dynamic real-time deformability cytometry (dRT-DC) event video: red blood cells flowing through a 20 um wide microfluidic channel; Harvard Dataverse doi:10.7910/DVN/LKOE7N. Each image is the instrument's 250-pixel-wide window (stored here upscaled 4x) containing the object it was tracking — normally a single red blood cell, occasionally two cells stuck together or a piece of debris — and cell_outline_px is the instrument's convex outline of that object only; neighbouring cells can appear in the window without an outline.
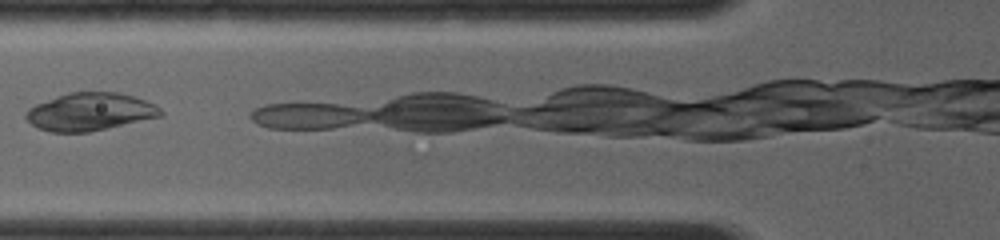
{"species": "common noctule bat (a hibernating species)", "species_latin": "Nyctalus noctula", "temperature_condition": "room temperature", "stored_images_in_passage": 4, "camera_frame_rate_fps": 4000, "um_per_image_px": 0.085, "animal": {"sex": "female", "body_mass_g": 19.0, "forearm_length_mm": 56.7}, "frame": {"image": 1, "passage_image": 3, "time_ms": 1.0, "image_size_px": [1000, 240], "cell_outline_px": [[164, 116], [108, 128], [88, 132], [52, 132], [36, 128], [24, 116], [28, 108], [36, 104], [68, 92], [120, 92], [144, 100], [160, 108], [164, 112]], "centroid_in_image_um": [7.65, 9.5], "position_along_channel_um": 118.1, "area_um2": 29.65}}